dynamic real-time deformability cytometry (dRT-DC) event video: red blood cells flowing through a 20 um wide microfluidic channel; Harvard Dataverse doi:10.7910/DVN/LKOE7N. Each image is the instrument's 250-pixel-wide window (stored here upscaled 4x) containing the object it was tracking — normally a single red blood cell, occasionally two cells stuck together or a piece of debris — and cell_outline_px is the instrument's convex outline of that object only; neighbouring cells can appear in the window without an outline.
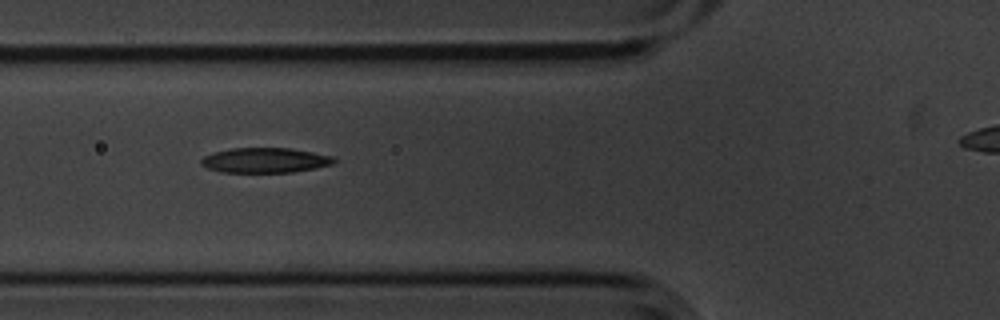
{"species": "common noctule bat (a hibernating species)", "species_latin": "Nyctalus noctula", "temperature_condition": "cold", "stored_images_in_passage": 6, "camera_frame_rate_fps": 3000, "um_per_image_px": 0.085, "animal": {"sex": "male", "body_mass_g": 20.1, "forearm_length_mm": 53.5}, "frame": {"image": 1, "passage_image": 5, "time_ms": 1.333, "image_size_px": [1000, 320], "cell_outline_px": [[336, 160], [332, 164], [316, 168], [292, 172], [220, 172], [208, 168], [200, 164], [200, 160], [204, 156], [212, 152], [232, 148], [288, 148], [312, 152], [332, 156]], "centroid_in_image_um": [22.49, 13.62], "position_along_channel_um": 103.3, "area_um2": 19.31}}
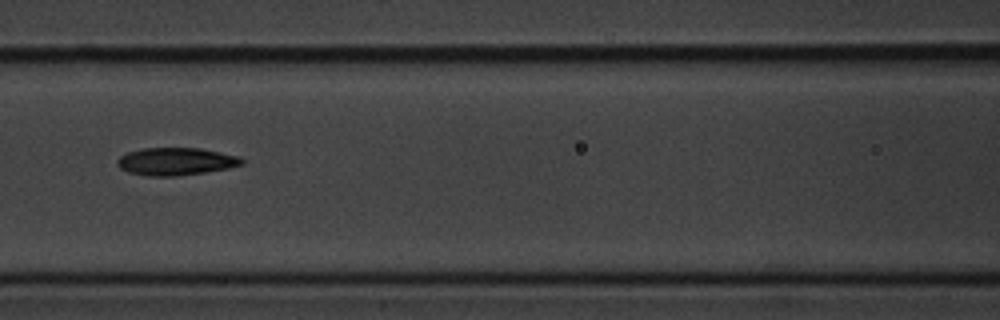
{"frame": {"image": 2, "passage_image": 6, "time_ms": 1.667, "image_size_px": [1000, 320], "cell_outline_px": [[244, 164], [228, 168], [204, 172], [176, 176], [148, 176], [128, 172], [120, 168], [116, 164], [116, 160], [120, 156], [128, 152], [144, 148], [200, 148], [240, 156], [244, 160]], "centroid_in_image_um": [14.95, 13.72], "position_along_channel_um": 151.7, "area_um2": 20.06}}